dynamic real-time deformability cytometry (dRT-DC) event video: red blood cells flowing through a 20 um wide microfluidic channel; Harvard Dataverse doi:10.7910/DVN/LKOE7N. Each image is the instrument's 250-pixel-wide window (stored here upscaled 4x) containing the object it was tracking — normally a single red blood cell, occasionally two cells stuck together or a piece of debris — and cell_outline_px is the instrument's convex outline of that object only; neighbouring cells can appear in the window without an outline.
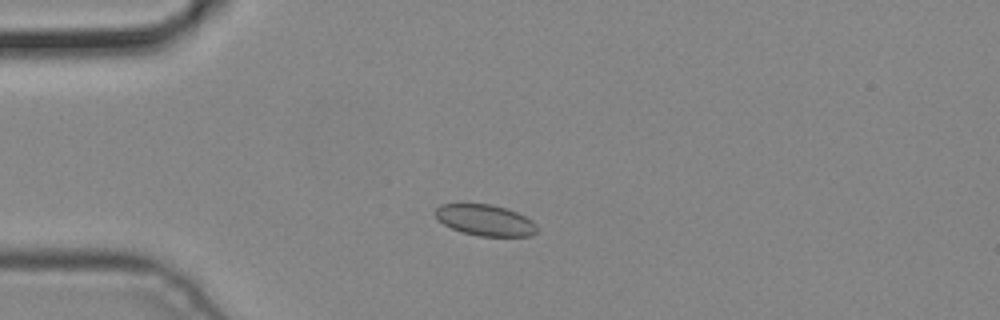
{"species": "common noctule bat (a hibernating species)", "species_latin": "Nyctalus noctula", "temperature_condition": "cold", "stored_images_in_passage": 3, "camera_frame_rate_fps": 3000, "um_per_image_px": 0.085, "animal": {"sex": "male", "body_mass_g": 19.2, "forearm_length_mm": 51.8}, "frame": {"image": 1, "passage_image": 2, "time_ms": 0.333, "image_size_px": [1000, 320], "cell_outline_px": [[536, 232], [532, 236], [480, 236], [460, 232], [444, 224], [432, 212], [440, 204], [492, 204], [516, 212], [532, 220], [536, 224]], "centroid_in_image_um": [41.22, 18.71], "position_along_channel_um": 43.8, "area_um2": 18.38}}